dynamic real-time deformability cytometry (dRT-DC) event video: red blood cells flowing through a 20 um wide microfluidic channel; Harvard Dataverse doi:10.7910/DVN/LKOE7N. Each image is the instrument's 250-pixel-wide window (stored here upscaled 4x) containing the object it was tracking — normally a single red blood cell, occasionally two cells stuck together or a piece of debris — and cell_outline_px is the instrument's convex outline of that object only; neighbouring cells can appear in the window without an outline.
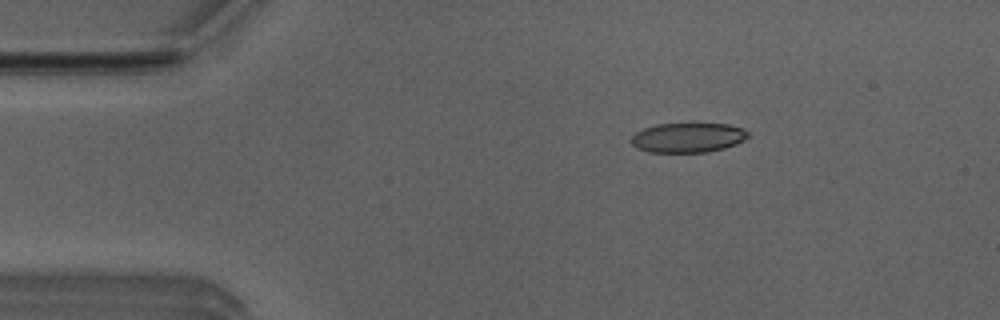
{"species": "Egyptian fruit bat (a non-hibernating species)", "species_latin": "Rousettus aegyptiacus", "temperature_condition": "room temperature", "stored_images_in_passage": 5, "camera_frame_rate_fps": 3000, "um_per_image_px": 0.085, "animal": {"sex": "male"}, "frame": {"image": 1, "passage_image": 3, "time_ms": 0.667, "image_size_px": [1000, 320], "cell_outline_px": [[748, 136], [744, 140], [736, 144], [724, 148], [708, 152], [648, 152], [636, 148], [632, 144], [632, 136], [636, 132], [644, 128], [656, 124], [728, 124], [740, 128], [748, 132]], "centroid_in_image_um": [58.45, 11.7], "position_along_channel_um": 26.5, "area_um2": 20.06}}